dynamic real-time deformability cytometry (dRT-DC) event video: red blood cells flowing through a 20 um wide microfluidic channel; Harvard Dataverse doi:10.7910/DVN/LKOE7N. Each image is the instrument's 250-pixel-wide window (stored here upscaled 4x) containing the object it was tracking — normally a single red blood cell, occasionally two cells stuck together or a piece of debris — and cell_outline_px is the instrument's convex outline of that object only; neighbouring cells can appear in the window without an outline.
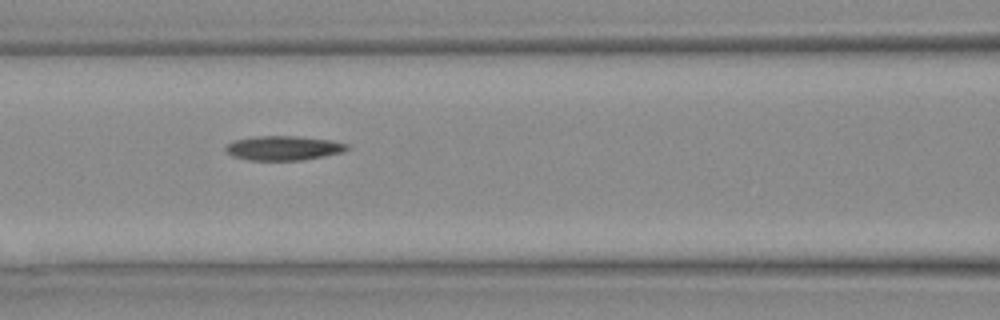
{"species": "Egyptian fruit bat (a non-hibernating species)", "species_latin": "Rousettus aegyptiacus", "temperature_condition": "warm", "stored_images_in_passage": 20, "camera_frame_rate_fps": 3000, "um_per_image_px": 0.085, "animal": {"sex": "female"}, "frame": {"image": 1, "passage_image": 4, "time_ms": 1.0, "image_size_px": [1000, 320], "cell_outline_px": [[348, 148], [344, 152], [324, 156], [300, 160], [248, 160], [232, 156], [224, 148], [228, 144], [236, 140], [256, 136], [292, 136], [328, 140], [348, 144]], "centroid_in_image_um": [24.09, 12.59], "position_along_channel_um": 142.5, "area_um2": 16.99}}
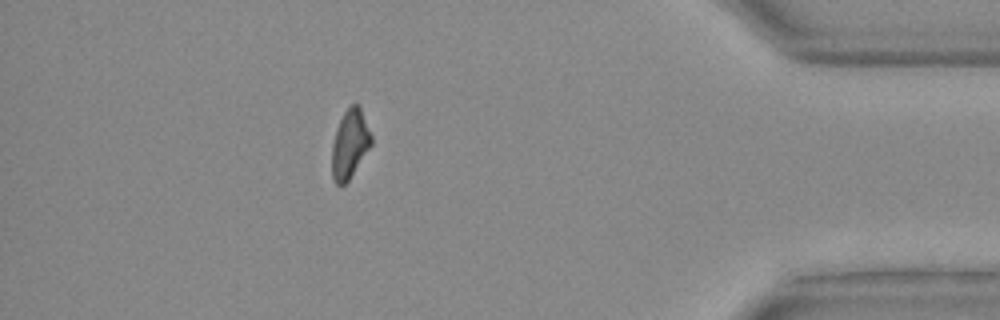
{"frame": {"image": 2, "passage_image": 17, "time_ms": 5.333, "image_size_px": [1000, 320], "cell_outline_px": [[372, 144], [348, 180], [340, 188], [336, 184], [332, 176], [332, 144], [336, 128], [344, 112], [352, 104], [360, 104], [372, 136]], "centroid_in_image_um": [29.73, 12.22], "position_along_channel_um": 405.5, "area_um2": 15.78}}